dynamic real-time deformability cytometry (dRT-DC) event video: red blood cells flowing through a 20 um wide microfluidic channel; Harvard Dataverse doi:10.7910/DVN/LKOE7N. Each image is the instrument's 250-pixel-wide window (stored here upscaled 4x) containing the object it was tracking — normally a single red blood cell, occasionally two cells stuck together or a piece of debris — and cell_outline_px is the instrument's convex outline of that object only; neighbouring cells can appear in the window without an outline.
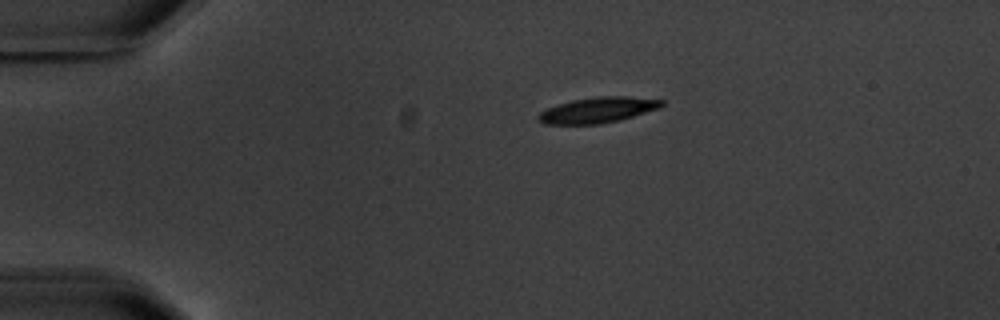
{"species": "common noctule bat (a hibernating species)", "species_latin": "Nyctalus noctula", "temperature_condition": "warm", "stored_images_in_passage": 4, "camera_frame_rate_fps": 3000, "um_per_image_px": 0.085, "animal": {"sex": "male", "body_mass_g": 20.1, "forearm_length_mm": 53.5}, "frame": {"image": 1, "passage_image": 1, "time_ms": 0.0, "image_size_px": [1000, 320], "cell_outline_px": [[664, 104], [660, 108], [620, 120], [600, 124], [544, 124], [536, 120], [536, 116], [540, 112], [548, 108], [572, 100], [596, 96], [628, 96], [664, 100]], "centroid_in_image_um": [50.81, 9.35], "position_along_channel_um": 34.2, "area_um2": 18.5}}
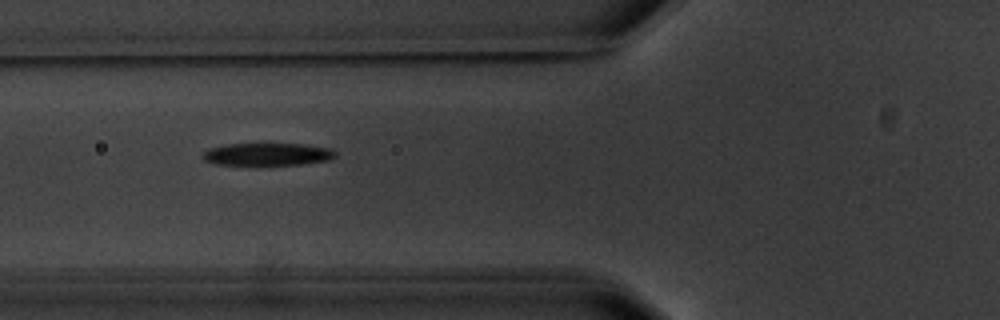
{"frame": {"image": 2, "passage_image": 3, "time_ms": 3.333, "image_size_px": [1000, 320], "cell_outline_px": [[336, 156], [328, 160], [300, 164], [216, 164], [204, 160], [200, 156], [208, 148], [224, 144], [304, 144], [332, 148], [336, 152]], "centroid_in_image_um": [22.72, 13.09], "position_along_channel_um": 103.1, "area_um2": 17.28}}